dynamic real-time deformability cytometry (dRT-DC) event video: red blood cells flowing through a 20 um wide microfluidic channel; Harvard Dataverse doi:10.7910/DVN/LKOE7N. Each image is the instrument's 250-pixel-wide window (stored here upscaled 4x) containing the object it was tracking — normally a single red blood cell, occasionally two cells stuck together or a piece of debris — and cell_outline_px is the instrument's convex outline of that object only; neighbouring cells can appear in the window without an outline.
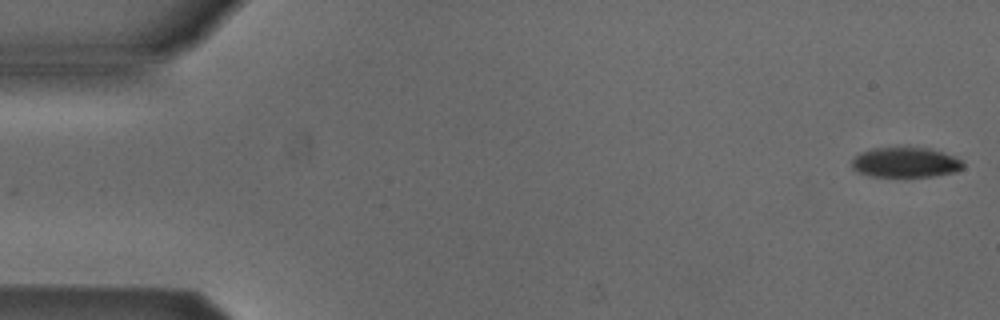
{"species": "Egyptian fruit bat (a non-hibernating species)", "species_latin": "Rousettus aegyptiacus", "temperature_condition": "cold", "stored_images_in_passage": 53, "camera_frame_rate_fps": 3000, "um_per_image_px": 0.085, "animal": {"sex": "male"}, "frame": {"image": 1, "passage_image": 1, "time_ms": 0.0, "image_size_px": [1000, 320], "cell_outline_px": [[964, 168], [952, 172], [932, 176], [872, 176], [856, 172], [852, 168], [852, 160], [860, 152], [872, 148], [928, 148], [952, 156], [960, 160], [964, 164]], "centroid_in_image_um": [76.91, 13.81], "position_along_channel_um": 8.1, "area_um2": 19.13}}
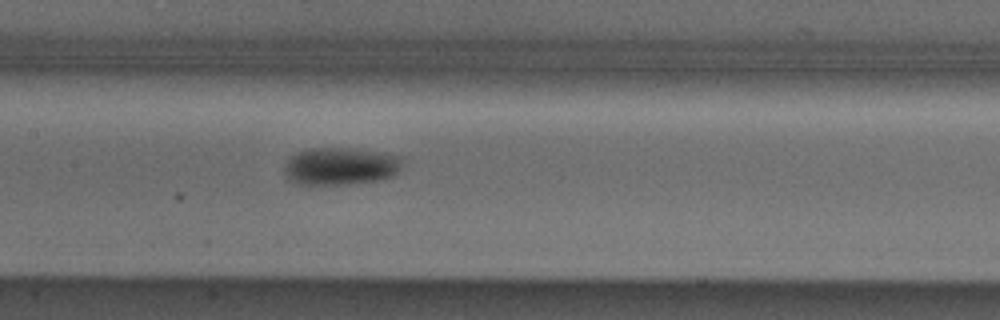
{"frame": {"image": 2, "passage_image": 25, "time_ms": 8.0, "image_size_px": [1000, 320], "cell_outline_px": [[404, 164], [396, 176], [384, 180], [348, 184], [296, 184], [288, 180], [284, 176], [284, 164], [296, 152], [304, 148], [352, 148], [404, 156]], "centroid_in_image_um": [28.99, 14.13], "position_along_channel_um": 178.4, "area_um2": 26.59}}
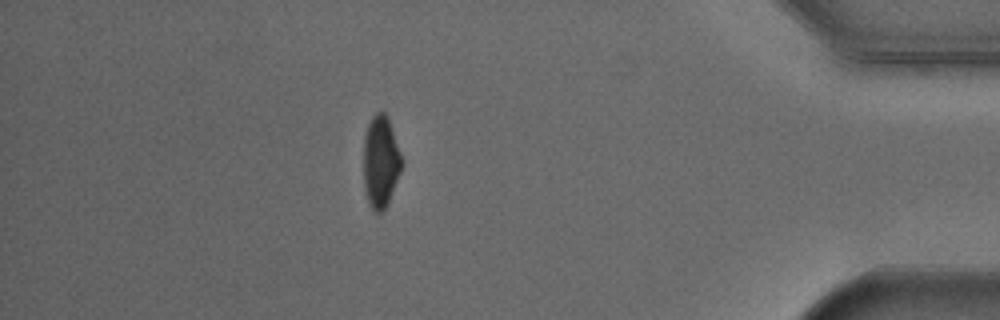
{"frame": {"image": 3, "passage_image": 46, "time_ms": 15.0, "image_size_px": [1000, 320], "cell_outline_px": [[404, 164], [388, 204], [380, 212], [372, 212], [368, 204], [364, 188], [364, 136], [368, 124], [372, 116], [376, 112], [384, 112], [388, 116], [404, 160]], "centroid_in_image_um": [32.38, 13.75], "position_along_channel_um": 402.8, "area_um2": 20.98}, "authors_computed_cell_mechanics": {"area_um2": 21.7328, "velocity_mm_per_s": 3.8774, "shape_relaxation_time_tau1_ms": 2.587, "shape_relaxation_time_tau2_ms": null, "deformation_change_tau1": 0.0894, "deformation_change_tau2": null}}